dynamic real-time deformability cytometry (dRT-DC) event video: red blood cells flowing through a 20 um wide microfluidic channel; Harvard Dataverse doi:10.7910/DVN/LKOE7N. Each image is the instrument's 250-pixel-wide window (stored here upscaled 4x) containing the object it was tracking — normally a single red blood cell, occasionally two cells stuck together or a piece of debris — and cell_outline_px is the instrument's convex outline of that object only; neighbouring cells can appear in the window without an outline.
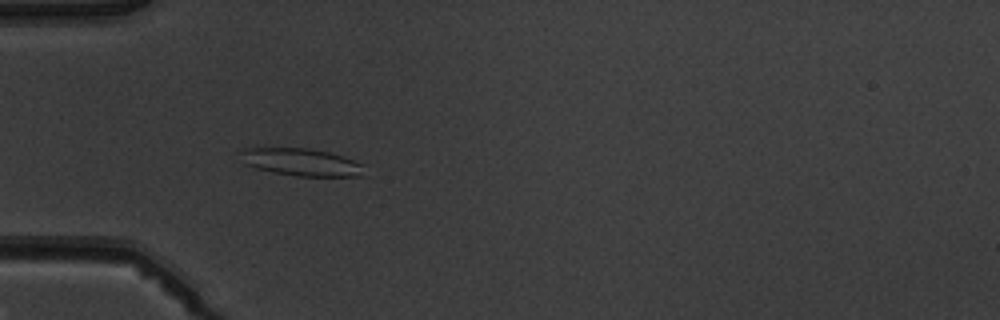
{"species": "common noctule bat (a hibernating species)", "species_latin": "Nyctalus noctula", "temperature_condition": "warm", "stored_images_in_passage": 5, "camera_frame_rate_fps": 3000, "um_per_image_px": 0.085, "animal": {"sex": "male", "body_mass_g": 19.5, "forearm_length_mm": 54.6}, "frame": {"image": 1, "passage_image": 4, "time_ms": 4.333, "image_size_px": [1000, 320], "cell_outline_px": [[364, 176], [296, 176], [272, 172], [256, 168], [244, 164], [236, 152], [240, 148], [308, 148], [328, 152], [344, 156], [360, 164]], "centroid_in_image_um": [25.49, 13.77], "position_along_channel_um": 59.5, "area_um2": 19.88}}
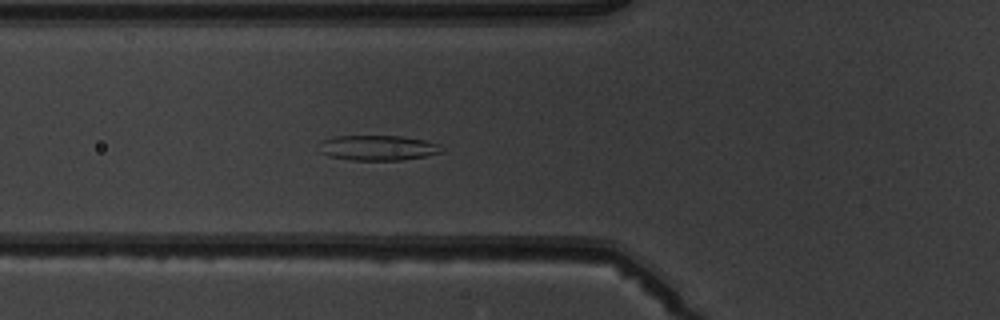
{"frame": {"image": 2, "passage_image": 5, "time_ms": 5.333, "image_size_px": [1000, 320], "cell_outline_px": [[444, 152], [424, 156], [400, 160], [352, 160], [328, 156], [320, 152], [324, 140], [336, 136], [400, 136], [424, 140], [440, 144]], "centroid_in_image_um": [32.17, 12.57], "position_along_channel_um": 93.6, "area_um2": 17.74}}